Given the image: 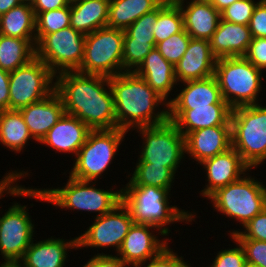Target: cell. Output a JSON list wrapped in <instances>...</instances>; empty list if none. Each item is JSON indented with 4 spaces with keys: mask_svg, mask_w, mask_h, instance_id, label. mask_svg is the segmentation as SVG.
<instances>
[{
    "mask_svg": "<svg viewBox=\"0 0 266 267\" xmlns=\"http://www.w3.org/2000/svg\"><path fill=\"white\" fill-rule=\"evenodd\" d=\"M135 165L134 171L131 172L132 175L126 176L128 180L130 178L126 185L155 186L168 189L171 192L176 175L169 167L153 165L152 163H135Z\"/></svg>",
    "mask_w": 266,
    "mask_h": 267,
    "instance_id": "1f68e13d",
    "label": "cell"
},
{
    "mask_svg": "<svg viewBox=\"0 0 266 267\" xmlns=\"http://www.w3.org/2000/svg\"><path fill=\"white\" fill-rule=\"evenodd\" d=\"M33 139L29 128L19 110L0 111V143L4 147L19 153L28 145L29 140Z\"/></svg>",
    "mask_w": 266,
    "mask_h": 267,
    "instance_id": "f1b7e54d",
    "label": "cell"
},
{
    "mask_svg": "<svg viewBox=\"0 0 266 267\" xmlns=\"http://www.w3.org/2000/svg\"><path fill=\"white\" fill-rule=\"evenodd\" d=\"M109 84L114 98L117 128L129 132L169 120V103L134 72L109 77ZM162 105L163 109L160 108Z\"/></svg>",
    "mask_w": 266,
    "mask_h": 267,
    "instance_id": "7a4b0ae2",
    "label": "cell"
},
{
    "mask_svg": "<svg viewBox=\"0 0 266 267\" xmlns=\"http://www.w3.org/2000/svg\"><path fill=\"white\" fill-rule=\"evenodd\" d=\"M69 179L62 187L31 188L17 183V180L7 189V195L12 197H29L37 201L48 202L55 207L67 210L97 213L95 217L111 212L121 203V188L114 191L100 189L97 181H82L68 176Z\"/></svg>",
    "mask_w": 266,
    "mask_h": 267,
    "instance_id": "3957f363",
    "label": "cell"
},
{
    "mask_svg": "<svg viewBox=\"0 0 266 267\" xmlns=\"http://www.w3.org/2000/svg\"><path fill=\"white\" fill-rule=\"evenodd\" d=\"M10 72L0 68V111L9 109Z\"/></svg>",
    "mask_w": 266,
    "mask_h": 267,
    "instance_id": "7dc6e473",
    "label": "cell"
},
{
    "mask_svg": "<svg viewBox=\"0 0 266 267\" xmlns=\"http://www.w3.org/2000/svg\"><path fill=\"white\" fill-rule=\"evenodd\" d=\"M244 57L261 71H266V38H252Z\"/></svg>",
    "mask_w": 266,
    "mask_h": 267,
    "instance_id": "7bdbcfd3",
    "label": "cell"
},
{
    "mask_svg": "<svg viewBox=\"0 0 266 267\" xmlns=\"http://www.w3.org/2000/svg\"><path fill=\"white\" fill-rule=\"evenodd\" d=\"M134 73L143 78L168 103L172 100L170 93L178 86L175 67L160 54L156 47L150 51Z\"/></svg>",
    "mask_w": 266,
    "mask_h": 267,
    "instance_id": "cb8c5ba5",
    "label": "cell"
},
{
    "mask_svg": "<svg viewBox=\"0 0 266 267\" xmlns=\"http://www.w3.org/2000/svg\"><path fill=\"white\" fill-rule=\"evenodd\" d=\"M200 165L203 166L207 176L205 180L208 181L200 194L207 199L218 188L237 181L242 177L241 175L251 171V168L242 160L241 155L233 147L203 161Z\"/></svg>",
    "mask_w": 266,
    "mask_h": 267,
    "instance_id": "2e32d148",
    "label": "cell"
},
{
    "mask_svg": "<svg viewBox=\"0 0 266 267\" xmlns=\"http://www.w3.org/2000/svg\"><path fill=\"white\" fill-rule=\"evenodd\" d=\"M68 0H36L32 8L34 12H46L69 6Z\"/></svg>",
    "mask_w": 266,
    "mask_h": 267,
    "instance_id": "c3c4849f",
    "label": "cell"
},
{
    "mask_svg": "<svg viewBox=\"0 0 266 267\" xmlns=\"http://www.w3.org/2000/svg\"><path fill=\"white\" fill-rule=\"evenodd\" d=\"M142 137L137 163L169 167L175 174L185 156V136L170 120L154 126L135 129Z\"/></svg>",
    "mask_w": 266,
    "mask_h": 267,
    "instance_id": "30bf717a",
    "label": "cell"
},
{
    "mask_svg": "<svg viewBox=\"0 0 266 267\" xmlns=\"http://www.w3.org/2000/svg\"><path fill=\"white\" fill-rule=\"evenodd\" d=\"M169 120L185 136L195 130L214 126H231L232 109L228 104H210V107L193 109H168Z\"/></svg>",
    "mask_w": 266,
    "mask_h": 267,
    "instance_id": "ac0fdd59",
    "label": "cell"
},
{
    "mask_svg": "<svg viewBox=\"0 0 266 267\" xmlns=\"http://www.w3.org/2000/svg\"><path fill=\"white\" fill-rule=\"evenodd\" d=\"M55 91L63 101L65 114L77 117L91 130L117 128L109 77L61 72L55 75Z\"/></svg>",
    "mask_w": 266,
    "mask_h": 267,
    "instance_id": "6da1fadb",
    "label": "cell"
},
{
    "mask_svg": "<svg viewBox=\"0 0 266 267\" xmlns=\"http://www.w3.org/2000/svg\"><path fill=\"white\" fill-rule=\"evenodd\" d=\"M232 147L251 168L266 161V105L253 104L232 109Z\"/></svg>",
    "mask_w": 266,
    "mask_h": 267,
    "instance_id": "52a82bcc",
    "label": "cell"
},
{
    "mask_svg": "<svg viewBox=\"0 0 266 267\" xmlns=\"http://www.w3.org/2000/svg\"><path fill=\"white\" fill-rule=\"evenodd\" d=\"M190 39L191 36L183 29L164 41L158 42L155 47L168 62L175 65L186 52Z\"/></svg>",
    "mask_w": 266,
    "mask_h": 267,
    "instance_id": "d590c367",
    "label": "cell"
},
{
    "mask_svg": "<svg viewBox=\"0 0 266 267\" xmlns=\"http://www.w3.org/2000/svg\"><path fill=\"white\" fill-rule=\"evenodd\" d=\"M186 267H192V266L190 265V263H188V264L186 265Z\"/></svg>",
    "mask_w": 266,
    "mask_h": 267,
    "instance_id": "6f0895ef",
    "label": "cell"
},
{
    "mask_svg": "<svg viewBox=\"0 0 266 267\" xmlns=\"http://www.w3.org/2000/svg\"><path fill=\"white\" fill-rule=\"evenodd\" d=\"M155 230L156 234L158 231L162 238L164 236L162 240L159 239L158 234H154ZM167 240L169 241L167 235L157 226L133 223L116 255L131 267L158 255L169 245Z\"/></svg>",
    "mask_w": 266,
    "mask_h": 267,
    "instance_id": "9a60e30c",
    "label": "cell"
},
{
    "mask_svg": "<svg viewBox=\"0 0 266 267\" xmlns=\"http://www.w3.org/2000/svg\"><path fill=\"white\" fill-rule=\"evenodd\" d=\"M242 246L246 262L266 267V242L253 239H235Z\"/></svg>",
    "mask_w": 266,
    "mask_h": 267,
    "instance_id": "b9f144b4",
    "label": "cell"
},
{
    "mask_svg": "<svg viewBox=\"0 0 266 267\" xmlns=\"http://www.w3.org/2000/svg\"><path fill=\"white\" fill-rule=\"evenodd\" d=\"M21 3V0H0V16Z\"/></svg>",
    "mask_w": 266,
    "mask_h": 267,
    "instance_id": "681fc988",
    "label": "cell"
},
{
    "mask_svg": "<svg viewBox=\"0 0 266 267\" xmlns=\"http://www.w3.org/2000/svg\"><path fill=\"white\" fill-rule=\"evenodd\" d=\"M79 1H83V0H68V2L70 3V5H71V4H74V3H77V2H79Z\"/></svg>",
    "mask_w": 266,
    "mask_h": 267,
    "instance_id": "9f6ffc18",
    "label": "cell"
},
{
    "mask_svg": "<svg viewBox=\"0 0 266 267\" xmlns=\"http://www.w3.org/2000/svg\"><path fill=\"white\" fill-rule=\"evenodd\" d=\"M28 209L14 202L0 217V255L4 262L18 263L36 237Z\"/></svg>",
    "mask_w": 266,
    "mask_h": 267,
    "instance_id": "4fadbf2b",
    "label": "cell"
},
{
    "mask_svg": "<svg viewBox=\"0 0 266 267\" xmlns=\"http://www.w3.org/2000/svg\"><path fill=\"white\" fill-rule=\"evenodd\" d=\"M6 175L2 176L3 178L0 179V199L4 198V194H7V189L17 180H21L22 178L28 177L30 174H28V170L25 172L24 170H14L10 171L8 173H5ZM27 175V176H26Z\"/></svg>",
    "mask_w": 266,
    "mask_h": 267,
    "instance_id": "bcb514c9",
    "label": "cell"
},
{
    "mask_svg": "<svg viewBox=\"0 0 266 267\" xmlns=\"http://www.w3.org/2000/svg\"><path fill=\"white\" fill-rule=\"evenodd\" d=\"M232 147L231 126H214L185 135V154L197 164Z\"/></svg>",
    "mask_w": 266,
    "mask_h": 267,
    "instance_id": "d6986e66",
    "label": "cell"
},
{
    "mask_svg": "<svg viewBox=\"0 0 266 267\" xmlns=\"http://www.w3.org/2000/svg\"><path fill=\"white\" fill-rule=\"evenodd\" d=\"M262 73L244 56L219 58L214 70L222 97L231 109L261 102Z\"/></svg>",
    "mask_w": 266,
    "mask_h": 267,
    "instance_id": "5b68a950",
    "label": "cell"
},
{
    "mask_svg": "<svg viewBox=\"0 0 266 267\" xmlns=\"http://www.w3.org/2000/svg\"><path fill=\"white\" fill-rule=\"evenodd\" d=\"M187 264L188 261L185 262L184 258L177 255L176 252H173V249H171L170 245H168L153 258L131 267H186Z\"/></svg>",
    "mask_w": 266,
    "mask_h": 267,
    "instance_id": "60d3db41",
    "label": "cell"
},
{
    "mask_svg": "<svg viewBox=\"0 0 266 267\" xmlns=\"http://www.w3.org/2000/svg\"><path fill=\"white\" fill-rule=\"evenodd\" d=\"M127 132L116 128L91 130L84 145L79 149L69 175L82 181H98L109 169Z\"/></svg>",
    "mask_w": 266,
    "mask_h": 267,
    "instance_id": "ba28073f",
    "label": "cell"
},
{
    "mask_svg": "<svg viewBox=\"0 0 266 267\" xmlns=\"http://www.w3.org/2000/svg\"><path fill=\"white\" fill-rule=\"evenodd\" d=\"M245 267H262V266L246 262Z\"/></svg>",
    "mask_w": 266,
    "mask_h": 267,
    "instance_id": "11a10c76",
    "label": "cell"
},
{
    "mask_svg": "<svg viewBox=\"0 0 266 267\" xmlns=\"http://www.w3.org/2000/svg\"><path fill=\"white\" fill-rule=\"evenodd\" d=\"M213 55L219 58L244 56L252 41L248 25L234 24L220 18L209 40Z\"/></svg>",
    "mask_w": 266,
    "mask_h": 267,
    "instance_id": "484cf974",
    "label": "cell"
},
{
    "mask_svg": "<svg viewBox=\"0 0 266 267\" xmlns=\"http://www.w3.org/2000/svg\"><path fill=\"white\" fill-rule=\"evenodd\" d=\"M0 267H21L19 263L2 262Z\"/></svg>",
    "mask_w": 266,
    "mask_h": 267,
    "instance_id": "816d5d0a",
    "label": "cell"
},
{
    "mask_svg": "<svg viewBox=\"0 0 266 267\" xmlns=\"http://www.w3.org/2000/svg\"><path fill=\"white\" fill-rule=\"evenodd\" d=\"M235 1L238 0H214L212 5L219 11L221 12L224 10L226 7L229 5L233 4Z\"/></svg>",
    "mask_w": 266,
    "mask_h": 267,
    "instance_id": "f907efd6",
    "label": "cell"
},
{
    "mask_svg": "<svg viewBox=\"0 0 266 267\" xmlns=\"http://www.w3.org/2000/svg\"><path fill=\"white\" fill-rule=\"evenodd\" d=\"M155 46V41H141L135 40V38H124L123 72H134Z\"/></svg>",
    "mask_w": 266,
    "mask_h": 267,
    "instance_id": "e575fe53",
    "label": "cell"
},
{
    "mask_svg": "<svg viewBox=\"0 0 266 267\" xmlns=\"http://www.w3.org/2000/svg\"><path fill=\"white\" fill-rule=\"evenodd\" d=\"M55 74L40 59L10 72L9 109L20 110L47 98L55 91Z\"/></svg>",
    "mask_w": 266,
    "mask_h": 267,
    "instance_id": "7c38bea8",
    "label": "cell"
},
{
    "mask_svg": "<svg viewBox=\"0 0 266 267\" xmlns=\"http://www.w3.org/2000/svg\"><path fill=\"white\" fill-rule=\"evenodd\" d=\"M36 42L44 35L70 26V5L46 12H34Z\"/></svg>",
    "mask_w": 266,
    "mask_h": 267,
    "instance_id": "836d02e7",
    "label": "cell"
},
{
    "mask_svg": "<svg viewBox=\"0 0 266 267\" xmlns=\"http://www.w3.org/2000/svg\"><path fill=\"white\" fill-rule=\"evenodd\" d=\"M34 241L36 240H32L18 262L21 267H65L69 250L78 248L77 236L71 240L51 236L42 241Z\"/></svg>",
    "mask_w": 266,
    "mask_h": 267,
    "instance_id": "ffe728a7",
    "label": "cell"
},
{
    "mask_svg": "<svg viewBox=\"0 0 266 267\" xmlns=\"http://www.w3.org/2000/svg\"><path fill=\"white\" fill-rule=\"evenodd\" d=\"M0 34L36 39L35 14L31 5L21 3L0 16Z\"/></svg>",
    "mask_w": 266,
    "mask_h": 267,
    "instance_id": "f546056e",
    "label": "cell"
},
{
    "mask_svg": "<svg viewBox=\"0 0 266 267\" xmlns=\"http://www.w3.org/2000/svg\"><path fill=\"white\" fill-rule=\"evenodd\" d=\"M124 30L103 27L85 35L84 56L77 72L112 77L123 73Z\"/></svg>",
    "mask_w": 266,
    "mask_h": 267,
    "instance_id": "9c48e42d",
    "label": "cell"
},
{
    "mask_svg": "<svg viewBox=\"0 0 266 267\" xmlns=\"http://www.w3.org/2000/svg\"><path fill=\"white\" fill-rule=\"evenodd\" d=\"M85 35L71 26L42 36L35 45V57L55 74L77 71L84 56Z\"/></svg>",
    "mask_w": 266,
    "mask_h": 267,
    "instance_id": "8fae6325",
    "label": "cell"
},
{
    "mask_svg": "<svg viewBox=\"0 0 266 267\" xmlns=\"http://www.w3.org/2000/svg\"><path fill=\"white\" fill-rule=\"evenodd\" d=\"M216 61L209 40L191 38L183 57L174 65L177 85L213 76Z\"/></svg>",
    "mask_w": 266,
    "mask_h": 267,
    "instance_id": "e0dca14e",
    "label": "cell"
},
{
    "mask_svg": "<svg viewBox=\"0 0 266 267\" xmlns=\"http://www.w3.org/2000/svg\"><path fill=\"white\" fill-rule=\"evenodd\" d=\"M121 188V202L129 210L134 223L151 224L167 236L171 224L195 221L196 212L186 211L177 205H169L170 191L155 186L124 185ZM170 195V196H169ZM167 225H169L167 227Z\"/></svg>",
    "mask_w": 266,
    "mask_h": 267,
    "instance_id": "277c9868",
    "label": "cell"
},
{
    "mask_svg": "<svg viewBox=\"0 0 266 267\" xmlns=\"http://www.w3.org/2000/svg\"><path fill=\"white\" fill-rule=\"evenodd\" d=\"M254 0H238L220 12L221 19L234 23L249 25L254 8L257 5Z\"/></svg>",
    "mask_w": 266,
    "mask_h": 267,
    "instance_id": "74e56055",
    "label": "cell"
},
{
    "mask_svg": "<svg viewBox=\"0 0 266 267\" xmlns=\"http://www.w3.org/2000/svg\"><path fill=\"white\" fill-rule=\"evenodd\" d=\"M164 0H110L107 27L126 30Z\"/></svg>",
    "mask_w": 266,
    "mask_h": 267,
    "instance_id": "83f0119b",
    "label": "cell"
},
{
    "mask_svg": "<svg viewBox=\"0 0 266 267\" xmlns=\"http://www.w3.org/2000/svg\"><path fill=\"white\" fill-rule=\"evenodd\" d=\"M110 0H83L70 5V26L84 35L107 26Z\"/></svg>",
    "mask_w": 266,
    "mask_h": 267,
    "instance_id": "4316f807",
    "label": "cell"
},
{
    "mask_svg": "<svg viewBox=\"0 0 266 267\" xmlns=\"http://www.w3.org/2000/svg\"><path fill=\"white\" fill-rule=\"evenodd\" d=\"M252 177L247 172L237 181L212 193L208 200L214 211L238 221L242 227L261 213L266 208V185Z\"/></svg>",
    "mask_w": 266,
    "mask_h": 267,
    "instance_id": "8992f818",
    "label": "cell"
},
{
    "mask_svg": "<svg viewBox=\"0 0 266 267\" xmlns=\"http://www.w3.org/2000/svg\"><path fill=\"white\" fill-rule=\"evenodd\" d=\"M33 140L39 143L65 114L63 101L56 91L47 98L19 110Z\"/></svg>",
    "mask_w": 266,
    "mask_h": 267,
    "instance_id": "44dd1931",
    "label": "cell"
},
{
    "mask_svg": "<svg viewBox=\"0 0 266 267\" xmlns=\"http://www.w3.org/2000/svg\"><path fill=\"white\" fill-rule=\"evenodd\" d=\"M21 1H22V3L28 4L31 6H33V4L36 2V0H21Z\"/></svg>",
    "mask_w": 266,
    "mask_h": 267,
    "instance_id": "f5cc1de1",
    "label": "cell"
},
{
    "mask_svg": "<svg viewBox=\"0 0 266 267\" xmlns=\"http://www.w3.org/2000/svg\"><path fill=\"white\" fill-rule=\"evenodd\" d=\"M184 29L183 16L173 0H164L158 6V18L153 28L155 43L164 41Z\"/></svg>",
    "mask_w": 266,
    "mask_h": 267,
    "instance_id": "d6a6232c",
    "label": "cell"
},
{
    "mask_svg": "<svg viewBox=\"0 0 266 267\" xmlns=\"http://www.w3.org/2000/svg\"><path fill=\"white\" fill-rule=\"evenodd\" d=\"M173 1L181 10L184 29L191 38L210 40L221 18L220 12L210 3H200L193 0L190 2L189 0Z\"/></svg>",
    "mask_w": 266,
    "mask_h": 267,
    "instance_id": "603a6c76",
    "label": "cell"
},
{
    "mask_svg": "<svg viewBox=\"0 0 266 267\" xmlns=\"http://www.w3.org/2000/svg\"><path fill=\"white\" fill-rule=\"evenodd\" d=\"M252 38H266V4L258 0L249 22Z\"/></svg>",
    "mask_w": 266,
    "mask_h": 267,
    "instance_id": "ee69618b",
    "label": "cell"
},
{
    "mask_svg": "<svg viewBox=\"0 0 266 267\" xmlns=\"http://www.w3.org/2000/svg\"><path fill=\"white\" fill-rule=\"evenodd\" d=\"M158 18V7L144 14L124 31V38H135L141 41H155L153 28Z\"/></svg>",
    "mask_w": 266,
    "mask_h": 267,
    "instance_id": "8d00e7d4",
    "label": "cell"
},
{
    "mask_svg": "<svg viewBox=\"0 0 266 267\" xmlns=\"http://www.w3.org/2000/svg\"><path fill=\"white\" fill-rule=\"evenodd\" d=\"M232 240L235 242L236 247L221 249L216 253L215 259L210 263L208 267H245L246 258L245 253L238 241H236L232 236Z\"/></svg>",
    "mask_w": 266,
    "mask_h": 267,
    "instance_id": "ab89813d",
    "label": "cell"
},
{
    "mask_svg": "<svg viewBox=\"0 0 266 267\" xmlns=\"http://www.w3.org/2000/svg\"><path fill=\"white\" fill-rule=\"evenodd\" d=\"M91 129L75 116L64 114L39 142L58 153L76 157Z\"/></svg>",
    "mask_w": 266,
    "mask_h": 267,
    "instance_id": "7402d4cb",
    "label": "cell"
},
{
    "mask_svg": "<svg viewBox=\"0 0 266 267\" xmlns=\"http://www.w3.org/2000/svg\"><path fill=\"white\" fill-rule=\"evenodd\" d=\"M242 229L231 230L228 235L234 239H253L266 242V208L252 218Z\"/></svg>",
    "mask_w": 266,
    "mask_h": 267,
    "instance_id": "f35d334b",
    "label": "cell"
},
{
    "mask_svg": "<svg viewBox=\"0 0 266 267\" xmlns=\"http://www.w3.org/2000/svg\"><path fill=\"white\" fill-rule=\"evenodd\" d=\"M184 87L169 102L168 109L210 107V104H227L215 76L182 82Z\"/></svg>",
    "mask_w": 266,
    "mask_h": 267,
    "instance_id": "d4e9b609",
    "label": "cell"
},
{
    "mask_svg": "<svg viewBox=\"0 0 266 267\" xmlns=\"http://www.w3.org/2000/svg\"><path fill=\"white\" fill-rule=\"evenodd\" d=\"M36 39H21L0 34V68L8 72L35 58Z\"/></svg>",
    "mask_w": 266,
    "mask_h": 267,
    "instance_id": "4dcf8cb0",
    "label": "cell"
},
{
    "mask_svg": "<svg viewBox=\"0 0 266 267\" xmlns=\"http://www.w3.org/2000/svg\"><path fill=\"white\" fill-rule=\"evenodd\" d=\"M193 1L200 2V3H210V4H212L214 0H193Z\"/></svg>",
    "mask_w": 266,
    "mask_h": 267,
    "instance_id": "db71d44e",
    "label": "cell"
},
{
    "mask_svg": "<svg viewBox=\"0 0 266 267\" xmlns=\"http://www.w3.org/2000/svg\"><path fill=\"white\" fill-rule=\"evenodd\" d=\"M94 222L84 233L77 236V249L84 248H109L119 251L125 236L134 220L129 210L122 204H118L111 212L93 218Z\"/></svg>",
    "mask_w": 266,
    "mask_h": 267,
    "instance_id": "5bb4252c",
    "label": "cell"
},
{
    "mask_svg": "<svg viewBox=\"0 0 266 267\" xmlns=\"http://www.w3.org/2000/svg\"><path fill=\"white\" fill-rule=\"evenodd\" d=\"M82 267H129L117 255L108 253L94 254Z\"/></svg>",
    "mask_w": 266,
    "mask_h": 267,
    "instance_id": "f6af8a7d",
    "label": "cell"
}]
</instances>
